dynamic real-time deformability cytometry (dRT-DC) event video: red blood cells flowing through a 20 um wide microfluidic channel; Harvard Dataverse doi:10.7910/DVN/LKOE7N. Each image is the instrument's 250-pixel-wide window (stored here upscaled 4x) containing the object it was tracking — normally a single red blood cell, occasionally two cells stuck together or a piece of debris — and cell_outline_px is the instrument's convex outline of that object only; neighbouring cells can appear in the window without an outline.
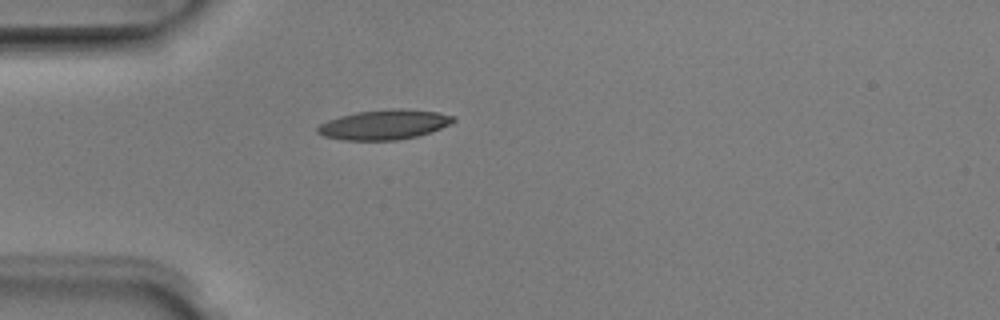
{"species": "Egyptian fruit bat (a non-hibernating species)", "species_latin": "Rousettus aegyptiacus", "temperature_condition": "room temperature", "stored_images_in_passage": 38, "camera_frame_rate_fps": 3000, "um_per_image_px": 0.085, "animal": {"sex": "male"}, "frame": {"image": 1, "passage_image": 1, "time_ms": 0.0, "image_size_px": [1000, 320], "cell_outline_px": [[456, 120], [452, 124], [416, 136], [396, 140], [340, 140], [324, 136], [316, 132], [316, 128], [320, 124], [328, 120], [340, 116], [356, 112], [392, 108], [400, 108], [436, 112], [456, 116]], "centroid_in_image_um": [32.65, 10.59], "position_along_channel_um": 52.4, "area_um2": 23.58}}
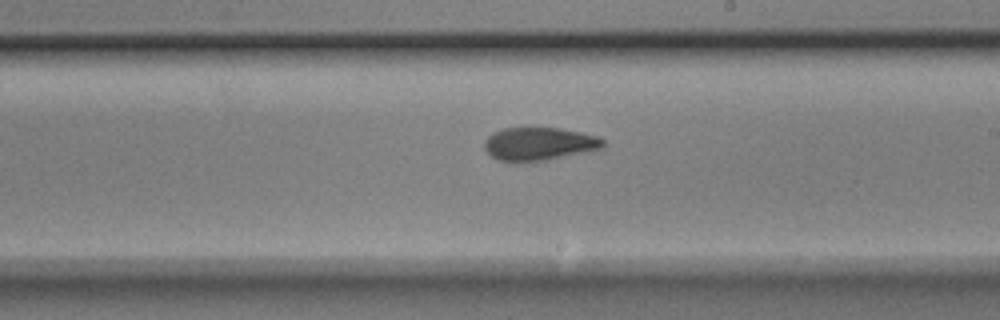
{"frame": {"image": 2, "passage_image": 16, "time_ms": 5.0, "image_size_px": [1000, 320], "cell_outline_px": [[604, 148], [588, 152], [548, 160], [496, 160], [484, 148], [484, 140], [492, 132], [504, 128], [528, 124], [560, 128], [580, 132], [596, 136], [604, 140]], "centroid_in_image_um": [45.82, 12.16], "position_along_channel_um": 243.2, "area_um2": 23.52}}
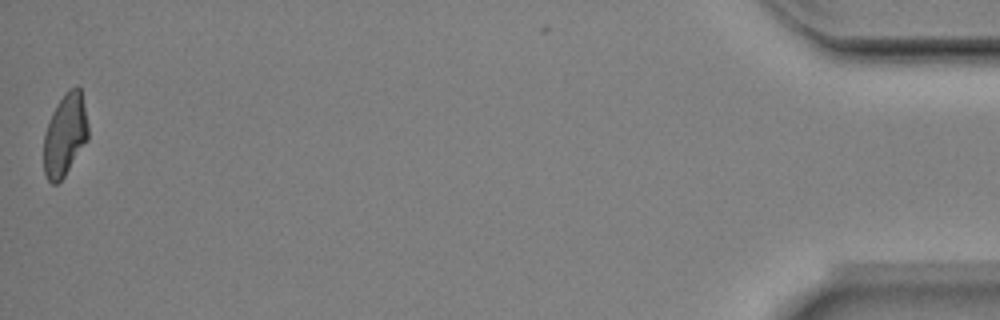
{"frame": {"image": 3, "passage_image": 37, "time_ms": 12.0, "image_size_px": [1000, 320], "cell_outline_px": [[88, 140], [64, 176], [56, 184], [52, 184], [48, 180], [44, 172], [44, 136], [52, 112], [68, 88], [76, 84], [80, 88], [88, 124]], "centroid_in_image_um": [5.53, 11.45], "position_along_channel_um": 429.7, "area_um2": 21.15}, "authors_computed_cell_mechanics": {"area_um2": 23.0044, "velocity_mm_per_s": 4.0087, "shape_relaxation_time_tau1_ms": 3.7043, "shape_relaxation_time_tau2_ms": 2.4008, "deformation_change_tau1": 0.1561, "deformation_change_tau2": 0.0837}}